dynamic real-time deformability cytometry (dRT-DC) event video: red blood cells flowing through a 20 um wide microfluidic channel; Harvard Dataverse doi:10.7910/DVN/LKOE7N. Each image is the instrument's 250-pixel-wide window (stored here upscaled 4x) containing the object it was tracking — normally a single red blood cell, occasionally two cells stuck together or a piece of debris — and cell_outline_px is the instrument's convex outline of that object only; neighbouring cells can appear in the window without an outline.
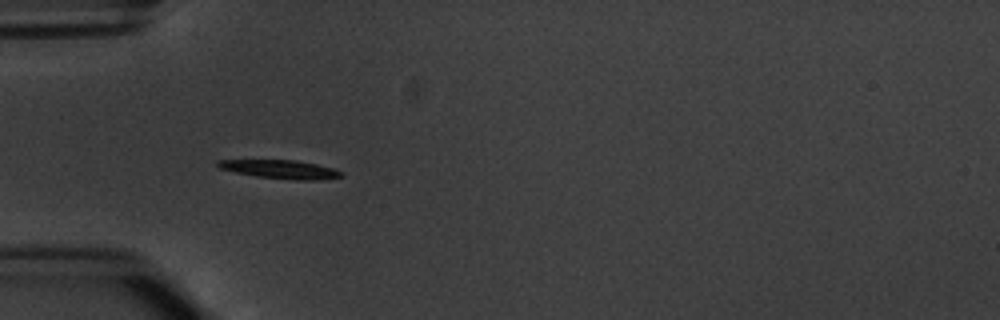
{"species": "common noctule bat (a hibernating species)", "species_latin": "Nyctalus noctula", "temperature_condition": "warm", "stored_images_in_passage": 5, "camera_frame_rate_fps": 3000, "um_per_image_px": 0.085, "animal": {"sex": "male", "body_mass_g": 20.1, "forearm_length_mm": 53.5}, "frame": {"image": 1, "passage_image": 4, "time_ms": 3.667, "image_size_px": [1000, 320], "cell_outline_px": [[344, 176], [320, 180], [296, 180], [256, 176], [236, 172], [220, 168], [216, 164], [216, 160], [296, 160], [316, 164], [332, 168], [344, 172]], "centroid_in_image_um": [23.88, 14.39], "position_along_channel_um": 61.1, "area_um2": 13.29}}